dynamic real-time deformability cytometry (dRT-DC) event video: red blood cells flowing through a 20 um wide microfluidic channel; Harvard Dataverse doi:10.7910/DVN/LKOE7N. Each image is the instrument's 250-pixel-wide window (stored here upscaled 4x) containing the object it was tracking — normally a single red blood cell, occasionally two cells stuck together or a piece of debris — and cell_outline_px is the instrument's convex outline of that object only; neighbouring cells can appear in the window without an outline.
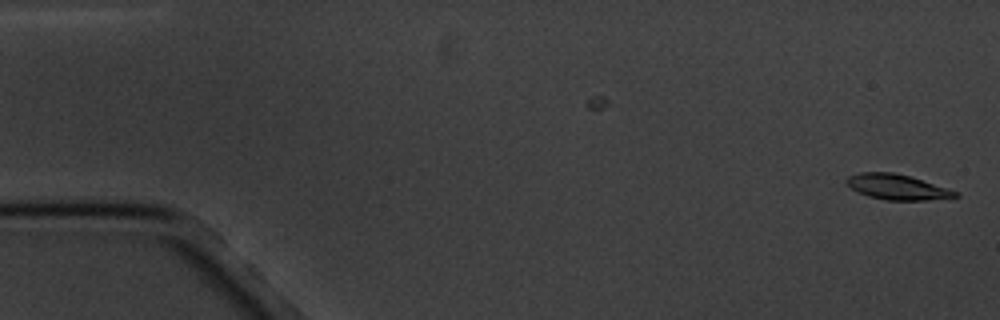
{"species": "common noctule bat (a hibernating species)", "species_latin": "Nyctalus noctula", "temperature_condition": "cold", "stored_images_in_passage": 2, "camera_frame_rate_fps": 3000, "um_per_image_px": 0.085, "animal": {"sex": "male", "body_mass_g": 20.1, "forearm_length_mm": 53.5}, "frame": {"image": 1, "passage_image": 2, "time_ms": 2.0, "image_size_px": [1000, 320], "cell_outline_px": [[960, 196], [928, 200], [884, 200], [868, 196], [852, 188], [844, 180], [848, 176], [860, 172], [892, 172], [912, 176], [960, 192]], "centroid_in_image_um": [76.29, 15.88], "position_along_channel_um": 8.7, "area_um2": 16.13}}